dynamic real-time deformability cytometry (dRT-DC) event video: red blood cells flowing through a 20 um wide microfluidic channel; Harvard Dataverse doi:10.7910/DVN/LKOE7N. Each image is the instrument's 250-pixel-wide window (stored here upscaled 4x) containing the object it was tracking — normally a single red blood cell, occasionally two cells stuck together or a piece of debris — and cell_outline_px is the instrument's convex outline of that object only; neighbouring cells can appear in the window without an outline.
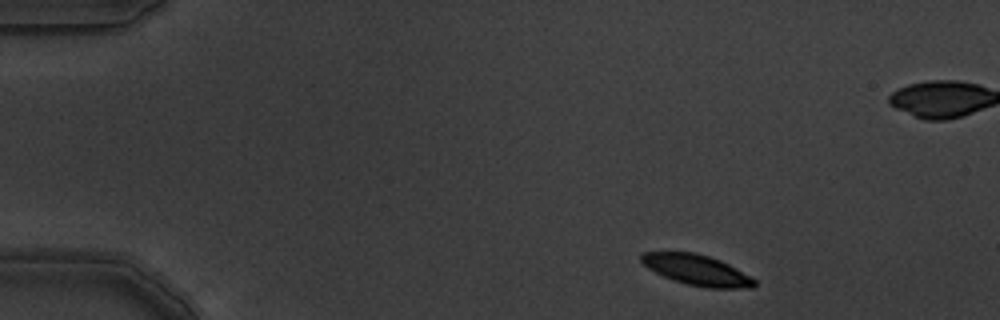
{"species": "common noctule bat (a hibernating species)", "species_latin": "Nyctalus noctula", "temperature_condition": "warm", "stored_images_in_passage": 5, "camera_frame_rate_fps": 3000, "um_per_image_px": 0.085, "animal": {"sex": "male", "body_mass_g": 19.5, "forearm_length_mm": 54.6}, "frame": {"image": 1, "passage_image": 2, "time_ms": 0.333, "image_size_px": [1000, 320], "cell_outline_px": [[756, 284], [752, 288], [708, 288], [688, 284], [664, 276], [648, 268], [640, 260], [640, 256], [644, 252], [696, 252], [720, 260], [736, 268], [756, 280]], "centroid_in_image_um": [59.25, 22.94], "position_along_channel_um": 25.8, "area_um2": 19.88}}